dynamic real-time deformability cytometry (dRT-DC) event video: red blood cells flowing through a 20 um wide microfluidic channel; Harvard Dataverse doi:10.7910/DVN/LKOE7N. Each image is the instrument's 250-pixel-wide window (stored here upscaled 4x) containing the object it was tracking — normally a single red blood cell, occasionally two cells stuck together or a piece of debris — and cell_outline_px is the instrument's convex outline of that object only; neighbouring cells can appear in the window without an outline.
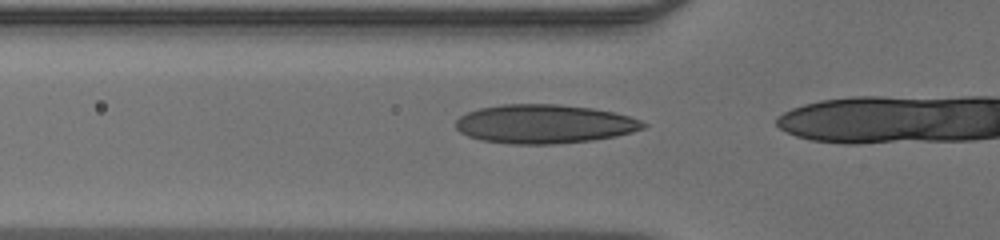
{"species": "human", "species_latin": "Homo sapiens", "temperature_condition": "warm", "stored_images_in_passage": 15, "camera_frame_rate_fps": 3000, "um_per_image_px": 0.085, "donor": {"sex": "male"}, "frame": {"image": 1, "passage_image": 11, "time_ms": 3.333, "image_size_px": [1000, 240], "cell_outline_px": [[648, 124], [644, 128], [632, 132], [616, 136], [592, 140], [552, 144], [512, 144], [480, 140], [468, 136], [460, 132], [456, 128], [456, 120], [460, 116], [468, 112], [480, 108], [500, 104], [560, 104], [592, 108], [612, 112], [628, 116], [640, 120]], "centroid_in_image_um": [46.25, 10.53], "position_along_channel_um": 79.5, "area_um2": 42.48}}
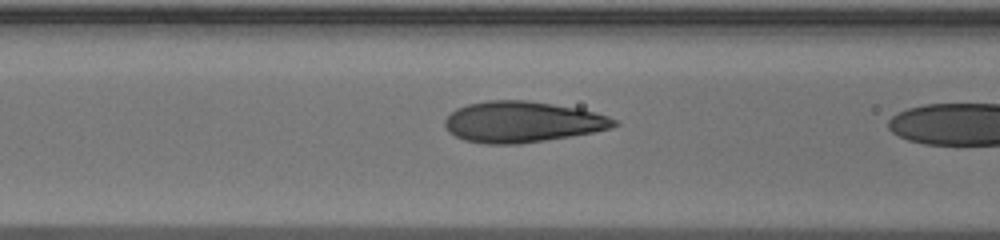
{"frame": {"image": 2, "passage_image": 14, "time_ms": 4.333, "image_size_px": [1000, 240], "cell_outline_px": [[620, 124], [608, 128], [592, 132], [520, 144], [488, 144], [464, 140], [448, 132], [444, 124], [444, 120], [456, 108], [468, 104], [488, 100], [524, 100], [580, 108], [608, 116], [616, 120]], "centroid_in_image_um": [44.36, 10.36], "position_along_channel_um": 122.2, "area_um2": 40.17}}